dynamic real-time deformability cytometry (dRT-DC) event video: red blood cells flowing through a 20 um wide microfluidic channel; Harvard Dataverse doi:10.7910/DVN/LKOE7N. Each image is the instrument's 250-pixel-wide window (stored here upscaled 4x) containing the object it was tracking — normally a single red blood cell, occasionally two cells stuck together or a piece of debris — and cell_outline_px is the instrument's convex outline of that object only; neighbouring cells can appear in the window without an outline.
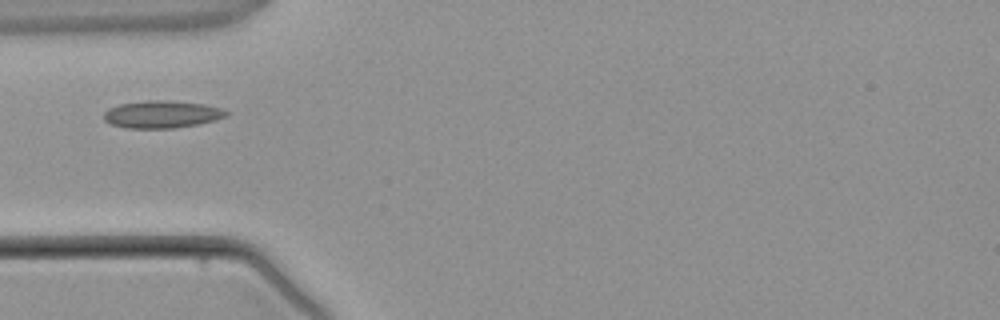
{"species": "common noctule bat (a hibernating species)", "species_latin": "Nyctalus noctula", "temperature_condition": "warm", "stored_images_in_passage": 2, "camera_frame_rate_fps": 3000, "um_per_image_px": 0.085, "animal": {"sex": "male", "body_mass_g": 21.5, "forearm_length_mm": 52.0}, "frame": {"image": 1, "passage_image": 1, "time_ms": 0.0, "image_size_px": [1000, 320], "cell_outline_px": [[228, 116], [216, 120], [200, 124], [176, 128], [124, 128], [112, 124], [104, 120], [104, 112], [108, 108], [120, 104], [148, 100], [168, 100], [204, 104], [220, 108], [228, 112]], "centroid_in_image_um": [13.77, 9.72], "position_along_channel_um": 71.2, "area_um2": 19.65}}
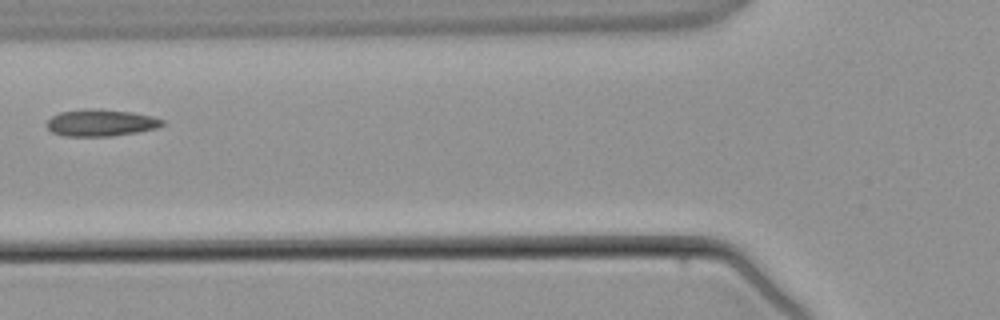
{"frame": {"image": 2, "passage_image": 2, "time_ms": 1.0, "image_size_px": [1000, 320], "cell_outline_px": [[164, 124], [156, 128], [136, 132], [112, 136], [64, 136], [52, 132], [44, 124], [52, 116], [60, 112], [88, 108], [96, 108], [132, 112], [152, 116], [164, 120]], "centroid_in_image_um": [8.54, 10.43], "position_along_channel_um": 117.3, "area_um2": 18.15}}